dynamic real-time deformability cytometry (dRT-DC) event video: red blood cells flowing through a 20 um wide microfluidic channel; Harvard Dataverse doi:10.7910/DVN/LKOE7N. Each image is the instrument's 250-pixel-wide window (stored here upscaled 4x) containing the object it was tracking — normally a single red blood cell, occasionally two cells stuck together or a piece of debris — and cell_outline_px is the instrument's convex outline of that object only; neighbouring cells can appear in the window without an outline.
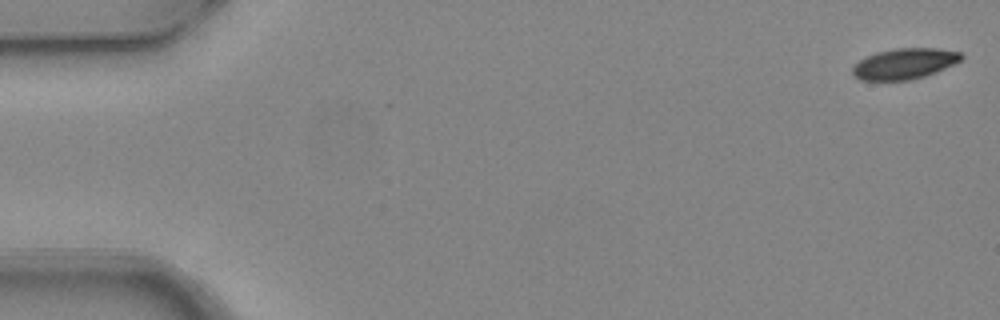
{"species": "common noctule bat (a hibernating species)", "species_latin": "Nyctalus noctula", "temperature_condition": "warm", "stored_images_in_passage": 5, "camera_frame_rate_fps": 3000, "um_per_image_px": 0.085, "animal": {"sex": "female", "body_mass_g": 24.6, "forearm_length_mm": 56.2}, "frame": {"image": 1, "passage_image": 1, "time_ms": 0.0, "image_size_px": [1000, 320], "cell_outline_px": [[964, 56], [960, 60], [936, 72], [924, 76], [908, 80], [860, 80], [852, 72], [852, 68], [860, 60], [876, 52], [896, 48], [936, 48], [960, 52]], "centroid_in_image_um": [76.88, 5.41], "position_along_channel_um": 8.1, "area_um2": 19.19}}